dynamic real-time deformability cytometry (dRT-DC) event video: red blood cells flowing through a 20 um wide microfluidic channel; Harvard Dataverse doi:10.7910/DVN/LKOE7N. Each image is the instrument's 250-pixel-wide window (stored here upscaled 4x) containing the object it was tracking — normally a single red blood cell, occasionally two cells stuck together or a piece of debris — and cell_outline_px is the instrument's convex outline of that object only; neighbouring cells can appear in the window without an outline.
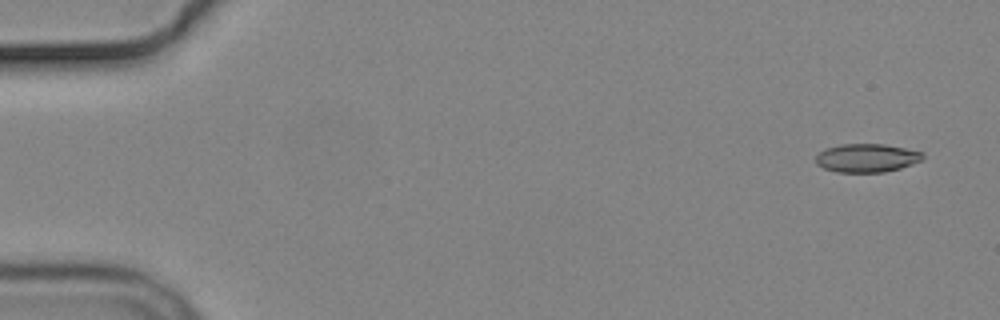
{"species": "common noctule bat (a hibernating species)", "species_latin": "Nyctalus noctula", "temperature_condition": "cold", "stored_images_in_passage": 5, "camera_frame_rate_fps": 3000, "um_per_image_px": 0.085, "animal": {"sex": "male", "body_mass_g": 19.2, "forearm_length_mm": 51.8}, "frame": {"image": 1, "passage_image": 1, "time_ms": 0.0, "image_size_px": [1000, 320], "cell_outline_px": [[924, 160], [900, 168], [884, 172], [836, 172], [824, 168], [816, 164], [816, 156], [824, 148], [840, 144], [884, 144], [924, 152]], "centroid_in_image_um": [73.68, 13.42], "position_along_channel_um": 11.3, "area_um2": 17.86}}
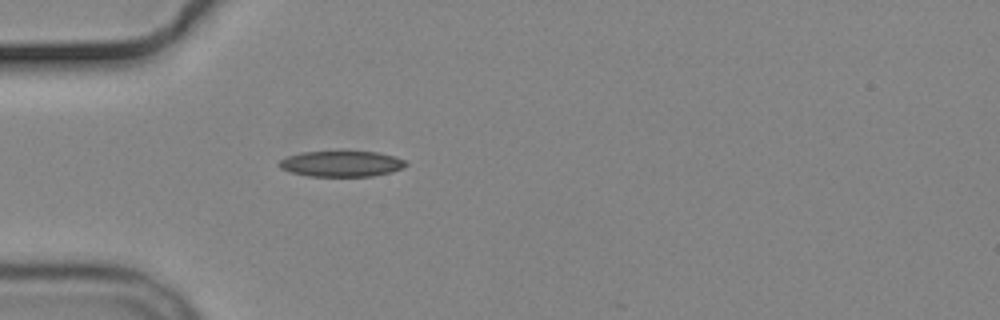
{"frame": {"image": 2, "passage_image": 5, "time_ms": 4.667, "image_size_px": [1000, 320], "cell_outline_px": [[408, 164], [404, 168], [392, 172], [372, 176], [308, 176], [292, 172], [280, 168], [276, 164], [280, 160], [288, 156], [304, 152], [344, 148], [376, 152], [392, 156], [404, 160]], "centroid_in_image_um": [29.02, 13.87], "position_along_channel_um": 56.0, "area_um2": 19.88}}